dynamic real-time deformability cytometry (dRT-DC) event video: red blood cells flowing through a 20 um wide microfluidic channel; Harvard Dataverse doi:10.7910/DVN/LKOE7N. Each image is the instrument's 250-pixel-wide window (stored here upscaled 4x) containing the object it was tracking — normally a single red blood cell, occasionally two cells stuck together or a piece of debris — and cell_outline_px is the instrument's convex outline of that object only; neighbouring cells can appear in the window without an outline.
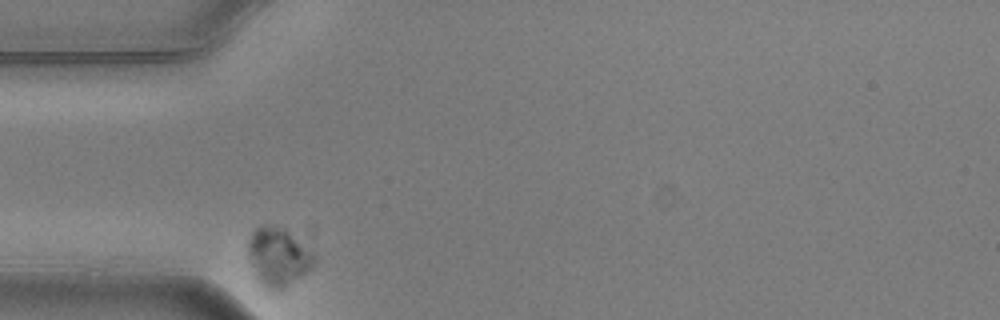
{"species": "common noctule bat (a hibernating species)", "species_latin": "Nyctalus noctula", "temperature_condition": "warm", "stored_images_in_passage": 2, "camera_frame_rate_fps": 3000, "um_per_image_px": 0.085, "animal": {"sex": "male", "body_mass_g": 20.5, "forearm_length_mm": 52.5}, "frame": {"image": 1, "passage_image": 1, "time_ms": 0.0, "image_size_px": [1000, 320], "cell_outline_px": [[316, 264], [308, 272], [284, 292], [268, 292], [256, 280], [248, 256], [248, 240], [252, 232], [260, 224], [264, 224], [284, 228], [312, 252], [316, 256]], "centroid_in_image_um": [23.64, 21.93], "position_along_channel_um": 61.4, "area_um2": 23.41}}